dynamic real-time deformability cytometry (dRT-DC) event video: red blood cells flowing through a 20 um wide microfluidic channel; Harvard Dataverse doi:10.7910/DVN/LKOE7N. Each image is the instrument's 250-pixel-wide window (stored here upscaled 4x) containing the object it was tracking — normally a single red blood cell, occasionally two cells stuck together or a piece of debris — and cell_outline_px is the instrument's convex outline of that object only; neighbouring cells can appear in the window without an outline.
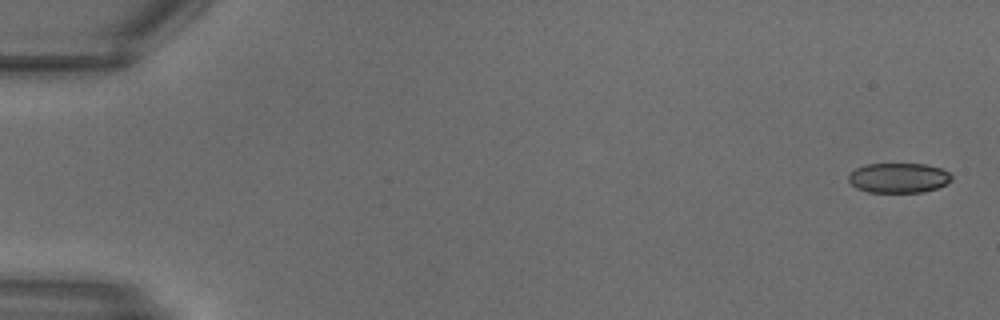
{"species": "common noctule bat (a hibernating species)", "species_latin": "Nyctalus noctula", "temperature_condition": "warm", "stored_images_in_passage": 5, "camera_frame_rate_fps": 3000, "um_per_image_px": 0.085, "animal": {"sex": "male", "body_mass_g": 18.8}, "frame": {"image": 1, "passage_image": 1, "time_ms": 0.0, "image_size_px": [1000, 320], "cell_outline_px": [[952, 180], [936, 188], [920, 192], [868, 192], [856, 188], [848, 180], [848, 176], [856, 168], [864, 164], [928, 164], [940, 168], [948, 172], [952, 176]], "centroid_in_image_um": [76.36, 15.11], "position_along_channel_um": 8.6, "area_um2": 17.86}}